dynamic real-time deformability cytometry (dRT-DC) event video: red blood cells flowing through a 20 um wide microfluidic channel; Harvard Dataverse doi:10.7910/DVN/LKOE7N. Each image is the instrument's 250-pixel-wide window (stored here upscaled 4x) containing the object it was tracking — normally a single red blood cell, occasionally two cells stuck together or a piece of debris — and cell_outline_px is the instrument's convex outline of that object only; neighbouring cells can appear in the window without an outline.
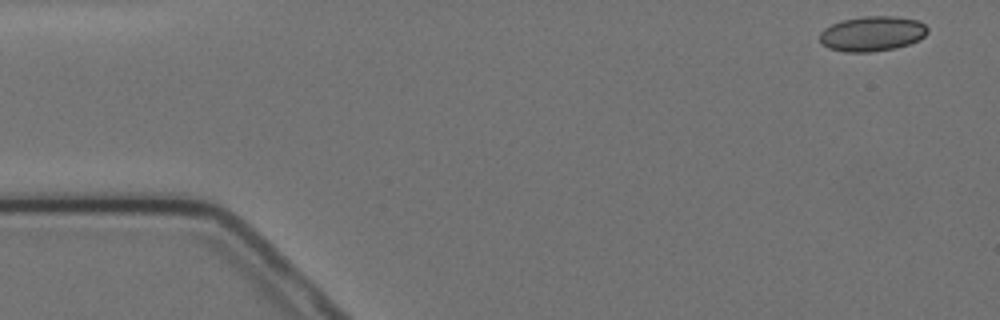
{"species": "Egyptian fruit bat (a non-hibernating species)", "species_latin": "Rousettus aegyptiacus", "temperature_condition": "cold", "stored_images_in_passage": 9, "camera_frame_rate_fps": 3000, "um_per_image_px": 0.085, "animal": {"sex": "female"}, "frame": {"image": 1, "passage_image": 1, "time_ms": 0.0, "image_size_px": [1000, 320], "cell_outline_px": [[928, 32], [920, 40], [896, 48], [868, 52], [844, 52], [828, 48], [820, 44], [820, 32], [824, 28], [840, 20], [864, 16], [892, 16], [920, 20], [928, 28]], "centroid_in_image_um": [74.13, 2.86], "position_along_channel_um": 10.9, "area_um2": 22.25}}
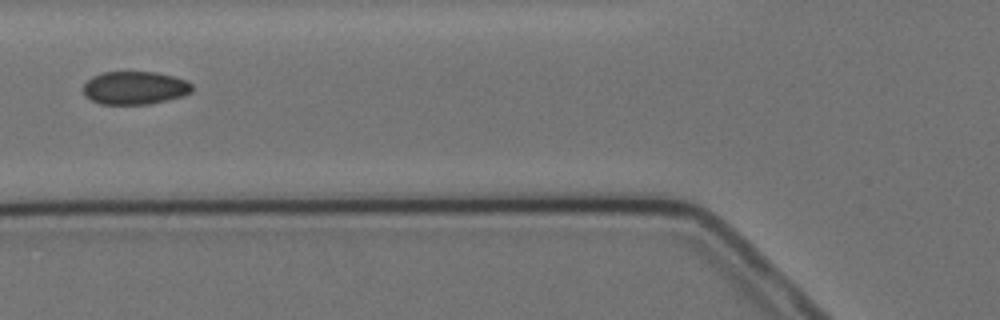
{"frame": {"image": 2, "passage_image": 6, "time_ms": 6.0, "image_size_px": [1000, 320], "cell_outline_px": [[192, 92], [168, 100], [148, 104], [100, 104], [84, 96], [84, 84], [92, 76], [104, 72], [156, 72], [176, 76], [188, 80], [192, 84]], "centroid_in_image_um": [11.48, 7.46], "position_along_channel_um": 114.3, "area_um2": 21.1}}
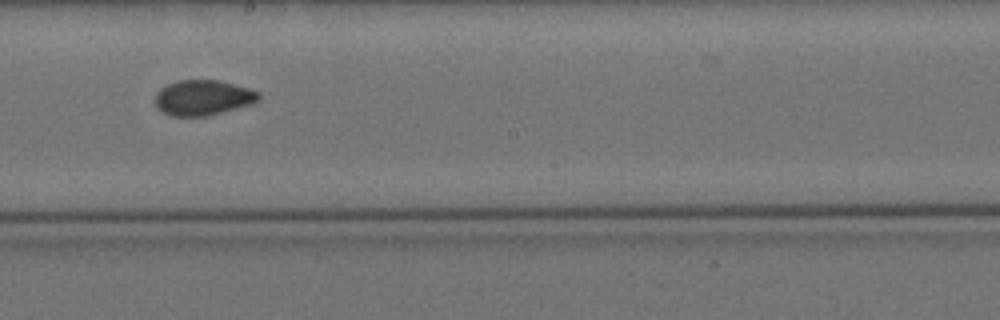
{"frame": {"image": 3, "passage_image": 9, "time_ms": 9.333, "image_size_px": [1000, 320], "cell_outline_px": [[260, 100], [248, 104], [220, 112], [204, 116], [172, 116], [164, 112], [156, 104], [156, 92], [160, 88], [168, 84], [180, 80], [216, 80], [248, 88], [260, 92]], "centroid_in_image_um": [17.24, 8.29], "position_along_channel_um": 231.0, "area_um2": 20.81}}